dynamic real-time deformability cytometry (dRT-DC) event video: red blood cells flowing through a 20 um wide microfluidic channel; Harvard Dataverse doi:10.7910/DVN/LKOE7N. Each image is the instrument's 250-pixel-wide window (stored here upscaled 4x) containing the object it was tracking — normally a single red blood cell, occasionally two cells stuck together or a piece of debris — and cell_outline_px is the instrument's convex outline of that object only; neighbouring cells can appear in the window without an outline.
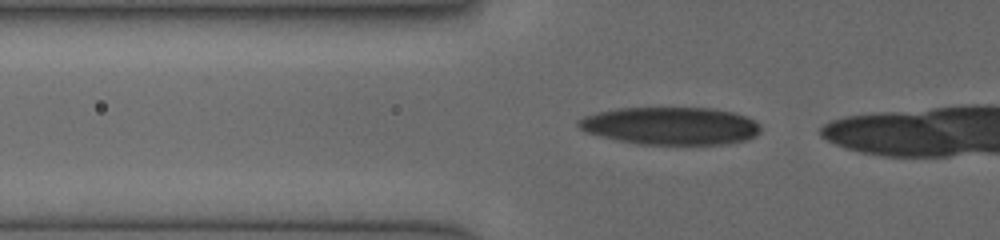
{"species": "human", "species_latin": "Homo sapiens", "temperature_condition": "cold", "stored_images_in_passage": 21, "camera_frame_rate_fps": 3000, "um_per_image_px": 0.085, "donor": {"sex": "female"}, "frame": {"image": 1, "passage_image": 20, "time_ms": 4.667, "image_size_px": [1000, 240], "cell_outline_px": [[760, 132], [756, 136], [748, 140], [728, 144], [640, 144], [616, 140], [584, 132], [576, 124], [576, 120], [584, 116], [596, 112], [616, 108], [712, 108], [732, 112], [748, 116], [760, 124]], "centroid_in_image_um": [57.0, 10.7], "position_along_channel_um": 68.8, "area_um2": 40.4}}